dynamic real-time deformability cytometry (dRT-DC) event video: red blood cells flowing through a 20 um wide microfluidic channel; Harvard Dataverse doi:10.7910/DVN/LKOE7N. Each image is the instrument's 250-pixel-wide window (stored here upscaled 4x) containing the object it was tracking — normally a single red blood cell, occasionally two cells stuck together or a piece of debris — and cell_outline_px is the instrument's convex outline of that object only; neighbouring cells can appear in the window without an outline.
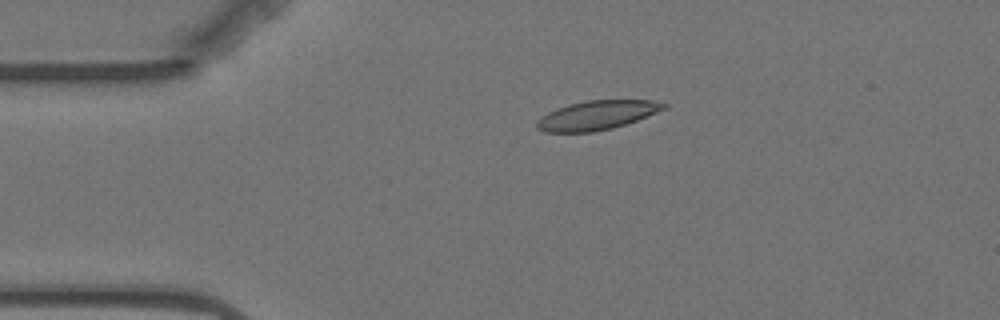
{"species": "Egyptian fruit bat (a non-hibernating species)", "species_latin": "Rousettus aegyptiacus", "temperature_condition": "warm", "stored_images_in_passage": 4, "camera_frame_rate_fps": 3000, "um_per_image_px": 0.085, "animal": {"sex": "female"}, "frame": {"image": 1, "passage_image": 3, "time_ms": 2.333, "image_size_px": [1000, 320], "cell_outline_px": [[668, 108], [636, 120], [612, 128], [592, 132], [544, 132], [536, 128], [536, 120], [548, 112], [556, 108], [568, 104], [588, 100], [652, 100], [668, 104]], "centroid_in_image_um": [50.72, 9.79], "position_along_channel_um": 34.3, "area_um2": 21.56}}